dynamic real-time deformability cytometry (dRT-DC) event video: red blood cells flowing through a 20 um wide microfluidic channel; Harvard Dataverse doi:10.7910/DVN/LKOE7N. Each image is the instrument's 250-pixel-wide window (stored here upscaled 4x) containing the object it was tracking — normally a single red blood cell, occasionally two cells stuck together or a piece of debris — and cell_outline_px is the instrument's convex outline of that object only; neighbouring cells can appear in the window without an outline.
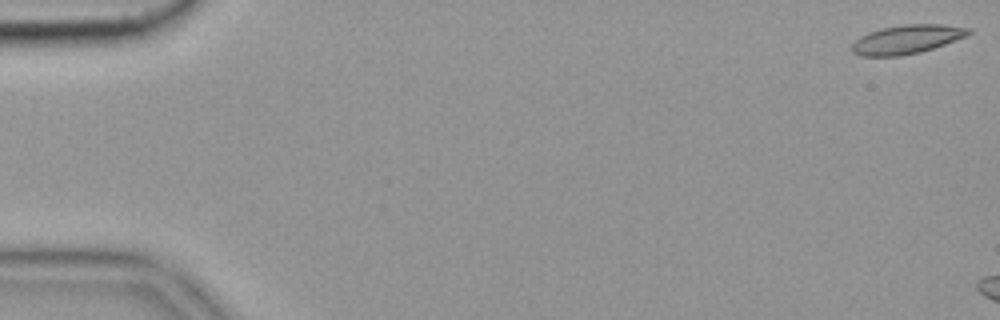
{"species": "common noctule bat (a hibernating species)", "species_latin": "Nyctalus noctula", "temperature_condition": "cold", "stored_images_in_passage": 8, "camera_frame_rate_fps": 3000, "um_per_image_px": 0.085, "animal": {"sex": "female", "body_mass_g": 19.9}, "frame": {"image": 1, "passage_image": 1, "time_ms": 0.0, "image_size_px": [1000, 320], "cell_outline_px": [[972, 32], [964, 36], [944, 44], [920, 52], [900, 56], [860, 56], [852, 52], [852, 44], [860, 36], [868, 32], [880, 28], [904, 24], [944, 24], [972, 28]], "centroid_in_image_um": [77.06, 3.33], "position_along_channel_um": 7.9, "area_um2": 19.59}}